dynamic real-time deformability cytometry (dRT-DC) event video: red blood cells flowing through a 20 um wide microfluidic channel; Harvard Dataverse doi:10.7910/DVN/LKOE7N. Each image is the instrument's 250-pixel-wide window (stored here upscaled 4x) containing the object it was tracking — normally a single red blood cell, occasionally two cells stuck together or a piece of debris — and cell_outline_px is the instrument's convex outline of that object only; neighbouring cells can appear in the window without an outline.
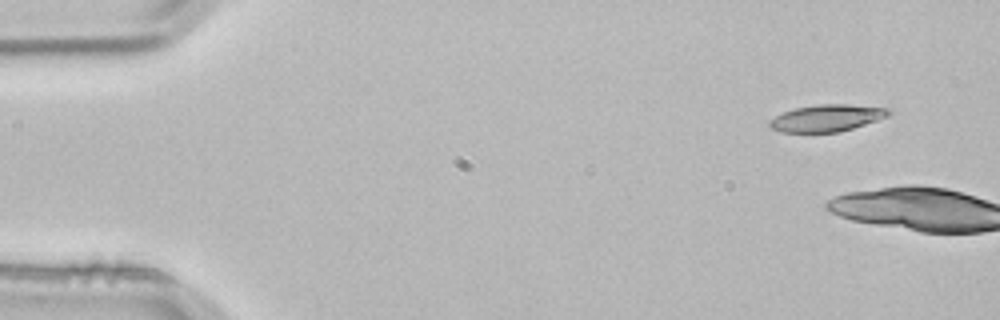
{"species": "common noctule bat (a hibernating species)", "species_latin": "Nyctalus noctula", "temperature_condition": "room temperature", "stored_images_in_passage": 4, "segment_of_instrument_passage": [1, 2], "camera_frame_rate_fps": 3000, "um_per_image_px": 0.085, "animal": {"sex": "male", "body_mass_g": 21.5, "forearm_length_mm": 52.0}, "frame": {"image": 1, "passage_image": 1, "time_ms": 0.0, "image_size_px": [1000, 320], "cell_outline_px": [[892, 112], [888, 116], [840, 132], [780, 132], [768, 128], [768, 120], [784, 112], [796, 108], [820, 104], [848, 104], [892, 108]], "centroid_in_image_um": [70.27, 10.03], "position_along_channel_um": 14.7, "area_um2": 18.73}}